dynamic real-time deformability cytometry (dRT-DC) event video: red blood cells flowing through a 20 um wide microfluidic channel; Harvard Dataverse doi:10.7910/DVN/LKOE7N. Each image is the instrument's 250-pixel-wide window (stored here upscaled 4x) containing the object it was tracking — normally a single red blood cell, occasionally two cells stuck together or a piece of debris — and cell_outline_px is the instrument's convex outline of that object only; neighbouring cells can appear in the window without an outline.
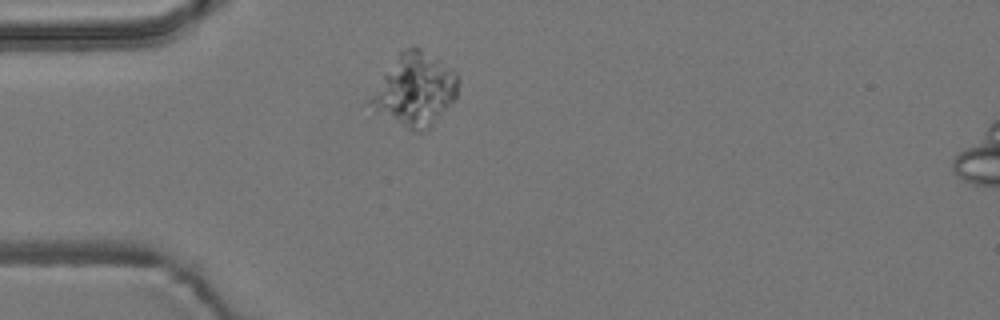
{"species": "common noctule bat (a hibernating species)", "species_latin": "Nyctalus noctula", "temperature_condition": "room temperature", "stored_images_in_passage": 5, "camera_frame_rate_fps": 3000, "um_per_image_px": 0.085, "animal": {"sex": "male", "body_mass_g": 19.2, "forearm_length_mm": 51.8}, "frame": {"image": 1, "passage_image": 2, "time_ms": 1.333, "image_size_px": [1000, 320], "cell_outline_px": [[460, 80], [456, 96], [432, 124], [424, 132], [416, 132], [376, 112], [368, 100], [400, 52], [404, 48], [420, 48], [440, 56], [460, 76]], "centroid_in_image_um": [35.34, 7.59], "position_along_channel_um": 49.7, "area_um2": 36.41}}
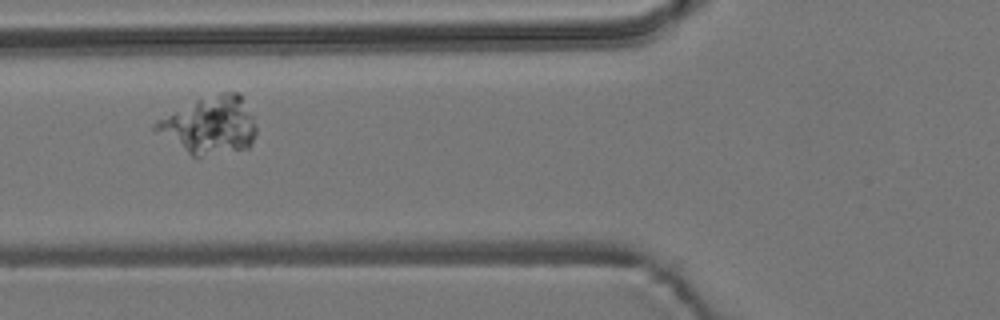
{"frame": {"image": 2, "passage_image": 4, "time_ms": 3.333, "image_size_px": [1000, 320], "cell_outline_px": [[256, 136], [248, 148], [196, 160], [152, 128], [152, 124], [156, 120], [196, 100], [224, 92], [240, 92], [252, 116], [256, 128]], "centroid_in_image_um": [17.83, 10.71], "position_along_channel_um": 108.0, "area_um2": 33.93}}